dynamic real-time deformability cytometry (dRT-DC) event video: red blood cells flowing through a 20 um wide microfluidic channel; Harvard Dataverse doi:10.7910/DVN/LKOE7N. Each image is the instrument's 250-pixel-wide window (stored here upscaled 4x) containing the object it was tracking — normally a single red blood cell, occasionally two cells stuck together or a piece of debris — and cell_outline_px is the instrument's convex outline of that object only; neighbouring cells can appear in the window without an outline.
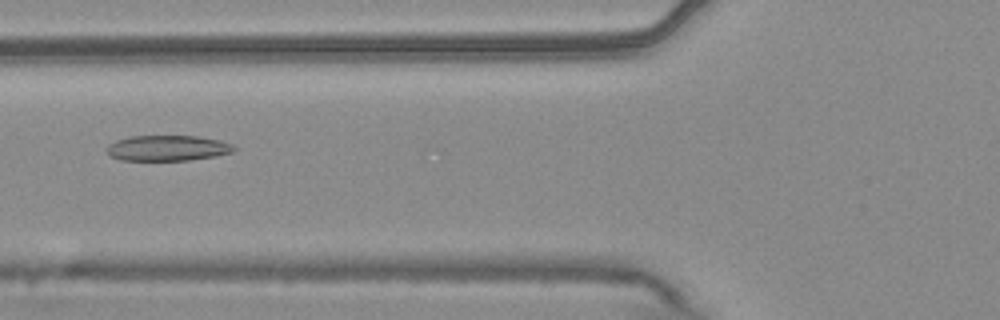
{"species": "common noctule bat (a hibernating species)", "species_latin": "Nyctalus noctula", "temperature_condition": "warm", "stored_images_in_passage": 54, "camera_frame_rate_fps": 3000, "um_per_image_px": 0.085, "animal": {"sex": "male", "body_mass_g": 20.4}, "frame": {"image": 1, "passage_image": 21, "time_ms": 6.667, "image_size_px": [1000, 320], "cell_outline_px": [[236, 152], [216, 156], [188, 160], [120, 160], [112, 156], [108, 152], [108, 144], [116, 140], [128, 136], [196, 136], [220, 140], [232, 144], [236, 148]], "centroid_in_image_um": [14.29, 12.58], "position_along_channel_um": 111.5, "area_um2": 18.96}}
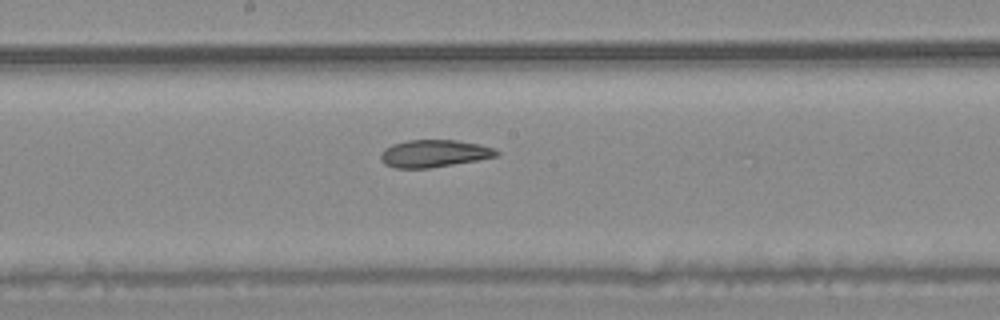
{"frame": {"image": 2, "passage_image": 29, "time_ms": 9.333, "image_size_px": [1000, 320], "cell_outline_px": [[500, 152], [496, 156], [476, 160], [428, 168], [396, 168], [384, 164], [380, 156], [380, 152], [384, 148], [392, 144], [408, 140], [456, 140], [480, 144], [496, 148]], "centroid_in_image_um": [36.88, 13.03], "position_along_channel_um": 211.3, "area_um2": 18.44}}
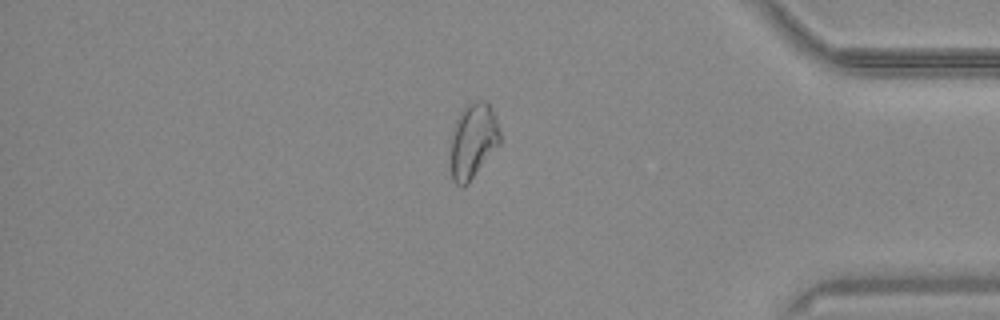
{"frame": {"image": 3, "passage_image": 46, "time_ms": 15.0, "image_size_px": [1000, 320], "cell_outline_px": [[500, 144], [468, 184], [456, 184], [452, 180], [452, 132], [456, 120], [464, 108], [472, 100], [484, 100], [488, 104], [496, 116], [500, 132]], "centroid_in_image_um": [40.25, 11.94], "position_along_channel_um": 395.0, "area_um2": 21.33}, "authors_computed_cell_mechanics": {"area_um2": 21.386, "velocity_mm_per_s": 3.7287, "shape_relaxation_time_tau1_ms": null, "shape_relaxation_time_tau2_ms": 4.1539, "deformation_change_tau1": null, "deformation_change_tau2": 0.1115}}